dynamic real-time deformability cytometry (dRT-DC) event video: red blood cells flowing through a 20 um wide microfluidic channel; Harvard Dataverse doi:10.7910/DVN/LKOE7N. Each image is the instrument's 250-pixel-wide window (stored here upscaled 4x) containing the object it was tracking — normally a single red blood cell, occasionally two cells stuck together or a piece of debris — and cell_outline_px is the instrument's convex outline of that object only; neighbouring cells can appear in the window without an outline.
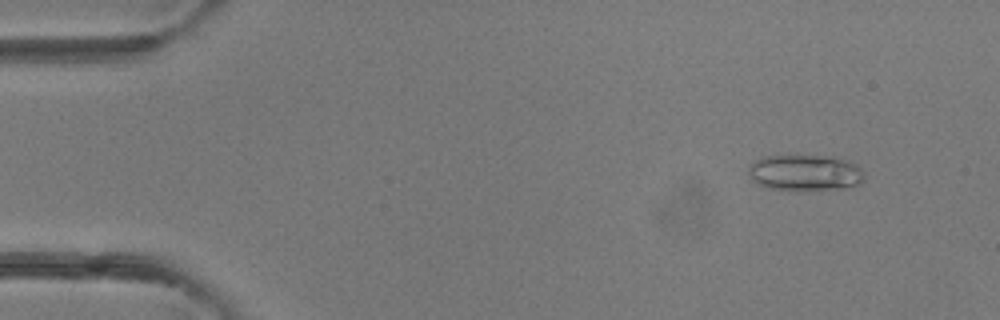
{"species": "common noctule bat (a hibernating species)", "species_latin": "Nyctalus noctula", "temperature_condition": "room temperature", "stored_images_in_passage": 4, "camera_frame_rate_fps": 3000, "um_per_image_px": 0.085, "animal": {"sex": "female"}, "frame": {"image": 1, "passage_image": 1, "time_ms": 0.0, "image_size_px": [1000, 320], "cell_outline_px": [[864, 180], [860, 184], [844, 188], [768, 188], [752, 180], [748, 172], [748, 168], [760, 156], [832, 156], [856, 164], [864, 172]], "centroid_in_image_um": [68.45, 14.65], "position_along_channel_um": 16.6, "area_um2": 23.7}}